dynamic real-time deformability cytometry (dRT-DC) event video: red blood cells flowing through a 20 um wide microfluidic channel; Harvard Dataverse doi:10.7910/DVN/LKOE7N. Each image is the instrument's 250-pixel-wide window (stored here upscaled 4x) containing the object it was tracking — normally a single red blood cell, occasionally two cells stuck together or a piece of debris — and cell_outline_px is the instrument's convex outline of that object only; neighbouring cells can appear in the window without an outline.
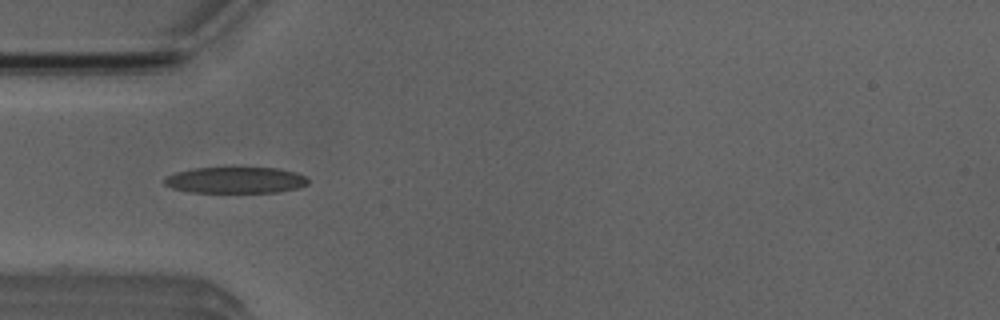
{"species": "Egyptian fruit bat (a non-hibernating species)", "species_latin": "Rousettus aegyptiacus", "temperature_condition": "room temperature", "stored_images_in_passage": 6, "camera_frame_rate_fps": 3000, "um_per_image_px": 0.085, "animal": {"sex": "male"}, "frame": {"image": 1, "passage_image": 3, "time_ms": 3.333, "image_size_px": [1000, 320], "cell_outline_px": [[308, 184], [300, 188], [276, 192], [188, 192], [172, 188], [164, 184], [164, 180], [168, 176], [176, 172], [192, 168], [276, 168], [296, 172], [304, 176], [308, 180]], "centroid_in_image_um": [20.03, 15.31], "position_along_channel_um": 65.0, "area_um2": 21.91}}
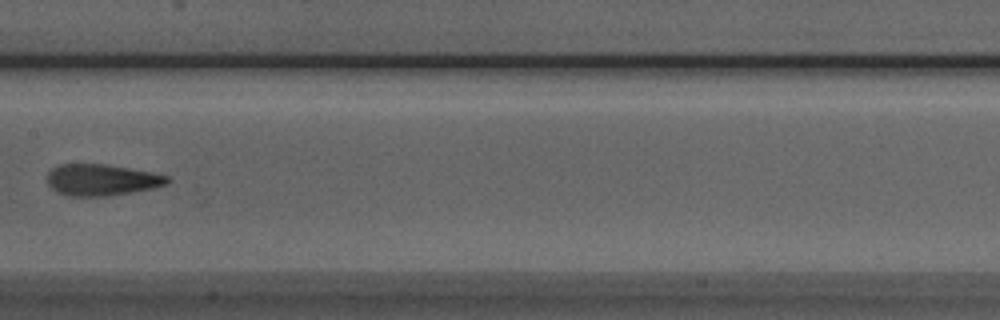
{"frame": {"image": 2, "passage_image": 6, "time_ms": 6.667, "image_size_px": [1000, 320], "cell_outline_px": [[172, 180], [168, 184], [156, 188], [112, 196], [68, 196], [56, 192], [48, 184], [48, 172], [52, 168], [60, 164], [104, 164], [152, 172], [168, 176]], "centroid_in_image_um": [8.68, 15.3], "position_along_channel_um": 198.7, "area_um2": 22.25}}